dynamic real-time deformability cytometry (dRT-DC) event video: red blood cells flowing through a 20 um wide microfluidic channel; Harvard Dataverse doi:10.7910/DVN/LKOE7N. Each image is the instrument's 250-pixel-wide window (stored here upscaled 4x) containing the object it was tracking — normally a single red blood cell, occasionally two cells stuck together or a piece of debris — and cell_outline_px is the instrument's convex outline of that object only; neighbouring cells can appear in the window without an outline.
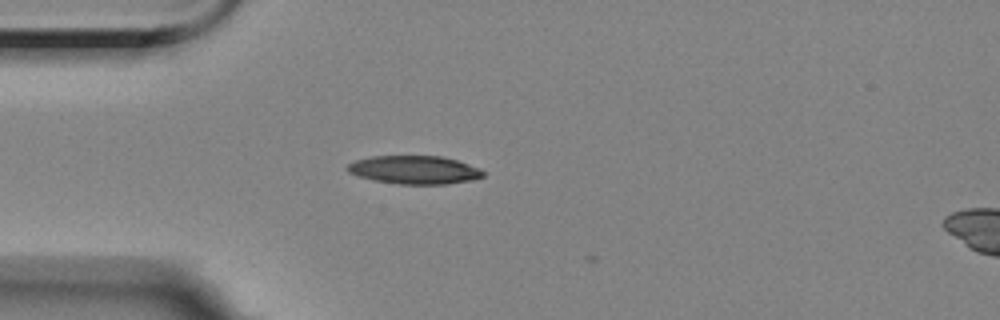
{"species": "Egyptian fruit bat (a non-hibernating species)", "species_latin": "Rousettus aegyptiacus", "temperature_condition": "room temperature", "stored_images_in_passage": 2, "camera_frame_rate_fps": 3000, "um_per_image_px": 0.085, "animal": {"sex": "female"}, "frame": {"image": 1, "passage_image": 1, "time_ms": 0.0, "image_size_px": [1000, 320], "cell_outline_px": [[484, 176], [472, 180], [444, 184], [400, 184], [376, 180], [360, 176], [348, 172], [348, 164], [356, 160], [372, 156], [444, 156], [480, 168], [484, 172]], "centroid_in_image_um": [35.26, 14.43], "position_along_channel_um": 49.7, "area_um2": 22.14}}